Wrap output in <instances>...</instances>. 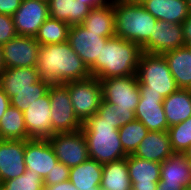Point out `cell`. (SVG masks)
Listing matches in <instances>:
<instances>
[{
  "mask_svg": "<svg viewBox=\"0 0 191 190\" xmlns=\"http://www.w3.org/2000/svg\"><path fill=\"white\" fill-rule=\"evenodd\" d=\"M36 67L40 78L51 84H65L91 76L87 65L68 42L40 45Z\"/></svg>",
  "mask_w": 191,
  "mask_h": 190,
  "instance_id": "cell-1",
  "label": "cell"
},
{
  "mask_svg": "<svg viewBox=\"0 0 191 190\" xmlns=\"http://www.w3.org/2000/svg\"><path fill=\"white\" fill-rule=\"evenodd\" d=\"M141 47L131 41L114 36L109 38L100 52V58L89 68L91 76L99 80L136 75Z\"/></svg>",
  "mask_w": 191,
  "mask_h": 190,
  "instance_id": "cell-2",
  "label": "cell"
},
{
  "mask_svg": "<svg viewBox=\"0 0 191 190\" xmlns=\"http://www.w3.org/2000/svg\"><path fill=\"white\" fill-rule=\"evenodd\" d=\"M81 130L87 141L90 159L103 165L128 156L122 147L118 129L97 113L83 123Z\"/></svg>",
  "mask_w": 191,
  "mask_h": 190,
  "instance_id": "cell-3",
  "label": "cell"
},
{
  "mask_svg": "<svg viewBox=\"0 0 191 190\" xmlns=\"http://www.w3.org/2000/svg\"><path fill=\"white\" fill-rule=\"evenodd\" d=\"M114 16L116 36L140 47L153 34L158 21L142 4L130 0L114 3Z\"/></svg>",
  "mask_w": 191,
  "mask_h": 190,
  "instance_id": "cell-4",
  "label": "cell"
},
{
  "mask_svg": "<svg viewBox=\"0 0 191 190\" xmlns=\"http://www.w3.org/2000/svg\"><path fill=\"white\" fill-rule=\"evenodd\" d=\"M136 75L140 92H154L166 98L179 89L162 54L142 52Z\"/></svg>",
  "mask_w": 191,
  "mask_h": 190,
  "instance_id": "cell-5",
  "label": "cell"
},
{
  "mask_svg": "<svg viewBox=\"0 0 191 190\" xmlns=\"http://www.w3.org/2000/svg\"><path fill=\"white\" fill-rule=\"evenodd\" d=\"M64 85L68 88L75 115L82 124L85 123L98 111L103 100L99 79L90 76Z\"/></svg>",
  "mask_w": 191,
  "mask_h": 190,
  "instance_id": "cell-6",
  "label": "cell"
},
{
  "mask_svg": "<svg viewBox=\"0 0 191 190\" xmlns=\"http://www.w3.org/2000/svg\"><path fill=\"white\" fill-rule=\"evenodd\" d=\"M48 94L51 107L52 135L80 130L83 124L74 113L68 88L64 84H51Z\"/></svg>",
  "mask_w": 191,
  "mask_h": 190,
  "instance_id": "cell-7",
  "label": "cell"
},
{
  "mask_svg": "<svg viewBox=\"0 0 191 190\" xmlns=\"http://www.w3.org/2000/svg\"><path fill=\"white\" fill-rule=\"evenodd\" d=\"M99 81L102 86L103 101L116 104L117 108L135 112L140 99L137 75L112 77Z\"/></svg>",
  "mask_w": 191,
  "mask_h": 190,
  "instance_id": "cell-8",
  "label": "cell"
},
{
  "mask_svg": "<svg viewBox=\"0 0 191 190\" xmlns=\"http://www.w3.org/2000/svg\"><path fill=\"white\" fill-rule=\"evenodd\" d=\"M58 161L71 168L86 161L87 141L82 130L56 133L48 138Z\"/></svg>",
  "mask_w": 191,
  "mask_h": 190,
  "instance_id": "cell-9",
  "label": "cell"
},
{
  "mask_svg": "<svg viewBox=\"0 0 191 190\" xmlns=\"http://www.w3.org/2000/svg\"><path fill=\"white\" fill-rule=\"evenodd\" d=\"M1 48L6 68L37 66L40 44L34 37L17 35Z\"/></svg>",
  "mask_w": 191,
  "mask_h": 190,
  "instance_id": "cell-10",
  "label": "cell"
},
{
  "mask_svg": "<svg viewBox=\"0 0 191 190\" xmlns=\"http://www.w3.org/2000/svg\"><path fill=\"white\" fill-rule=\"evenodd\" d=\"M109 38L103 37L102 33L88 31L82 24L72 25L69 30L67 42L78 54L81 60L90 68Z\"/></svg>",
  "mask_w": 191,
  "mask_h": 190,
  "instance_id": "cell-11",
  "label": "cell"
},
{
  "mask_svg": "<svg viewBox=\"0 0 191 190\" xmlns=\"http://www.w3.org/2000/svg\"><path fill=\"white\" fill-rule=\"evenodd\" d=\"M182 24H172L167 21H157L153 34L141 46L142 52L163 54L185 46Z\"/></svg>",
  "mask_w": 191,
  "mask_h": 190,
  "instance_id": "cell-12",
  "label": "cell"
},
{
  "mask_svg": "<svg viewBox=\"0 0 191 190\" xmlns=\"http://www.w3.org/2000/svg\"><path fill=\"white\" fill-rule=\"evenodd\" d=\"M18 35L35 37L39 28L50 17L48 3L38 0H22L12 16Z\"/></svg>",
  "mask_w": 191,
  "mask_h": 190,
  "instance_id": "cell-13",
  "label": "cell"
},
{
  "mask_svg": "<svg viewBox=\"0 0 191 190\" xmlns=\"http://www.w3.org/2000/svg\"><path fill=\"white\" fill-rule=\"evenodd\" d=\"M51 107L48 92L29 103L23 111L25 126L31 139H48L52 136Z\"/></svg>",
  "mask_w": 191,
  "mask_h": 190,
  "instance_id": "cell-14",
  "label": "cell"
},
{
  "mask_svg": "<svg viewBox=\"0 0 191 190\" xmlns=\"http://www.w3.org/2000/svg\"><path fill=\"white\" fill-rule=\"evenodd\" d=\"M163 100L164 98L160 94L140 92L135 118L141 121L148 131H167L169 128L165 117Z\"/></svg>",
  "mask_w": 191,
  "mask_h": 190,
  "instance_id": "cell-15",
  "label": "cell"
},
{
  "mask_svg": "<svg viewBox=\"0 0 191 190\" xmlns=\"http://www.w3.org/2000/svg\"><path fill=\"white\" fill-rule=\"evenodd\" d=\"M24 161L26 170H33L43 179L58 162L48 139L25 140Z\"/></svg>",
  "mask_w": 191,
  "mask_h": 190,
  "instance_id": "cell-16",
  "label": "cell"
},
{
  "mask_svg": "<svg viewBox=\"0 0 191 190\" xmlns=\"http://www.w3.org/2000/svg\"><path fill=\"white\" fill-rule=\"evenodd\" d=\"M25 140H2L0 142V183L23 175Z\"/></svg>",
  "mask_w": 191,
  "mask_h": 190,
  "instance_id": "cell-17",
  "label": "cell"
},
{
  "mask_svg": "<svg viewBox=\"0 0 191 190\" xmlns=\"http://www.w3.org/2000/svg\"><path fill=\"white\" fill-rule=\"evenodd\" d=\"M131 190H156L160 181L161 163L148 161L132 154L127 156Z\"/></svg>",
  "mask_w": 191,
  "mask_h": 190,
  "instance_id": "cell-18",
  "label": "cell"
},
{
  "mask_svg": "<svg viewBox=\"0 0 191 190\" xmlns=\"http://www.w3.org/2000/svg\"><path fill=\"white\" fill-rule=\"evenodd\" d=\"M40 80L36 66L6 68L0 75V88L11 99L18 91L38 90Z\"/></svg>",
  "mask_w": 191,
  "mask_h": 190,
  "instance_id": "cell-19",
  "label": "cell"
},
{
  "mask_svg": "<svg viewBox=\"0 0 191 190\" xmlns=\"http://www.w3.org/2000/svg\"><path fill=\"white\" fill-rule=\"evenodd\" d=\"M173 154L167 131H148L132 155L162 163Z\"/></svg>",
  "mask_w": 191,
  "mask_h": 190,
  "instance_id": "cell-20",
  "label": "cell"
},
{
  "mask_svg": "<svg viewBox=\"0 0 191 190\" xmlns=\"http://www.w3.org/2000/svg\"><path fill=\"white\" fill-rule=\"evenodd\" d=\"M142 6L157 20L182 24L190 11L186 0H145Z\"/></svg>",
  "mask_w": 191,
  "mask_h": 190,
  "instance_id": "cell-21",
  "label": "cell"
},
{
  "mask_svg": "<svg viewBox=\"0 0 191 190\" xmlns=\"http://www.w3.org/2000/svg\"><path fill=\"white\" fill-rule=\"evenodd\" d=\"M160 180L181 184L186 190L191 187V162L184 153H174L161 163Z\"/></svg>",
  "mask_w": 191,
  "mask_h": 190,
  "instance_id": "cell-22",
  "label": "cell"
},
{
  "mask_svg": "<svg viewBox=\"0 0 191 190\" xmlns=\"http://www.w3.org/2000/svg\"><path fill=\"white\" fill-rule=\"evenodd\" d=\"M179 89H191V50L186 45L162 54Z\"/></svg>",
  "mask_w": 191,
  "mask_h": 190,
  "instance_id": "cell-23",
  "label": "cell"
},
{
  "mask_svg": "<svg viewBox=\"0 0 191 190\" xmlns=\"http://www.w3.org/2000/svg\"><path fill=\"white\" fill-rule=\"evenodd\" d=\"M48 6L52 19L66 22L70 26L82 24L91 10L82 0H50Z\"/></svg>",
  "mask_w": 191,
  "mask_h": 190,
  "instance_id": "cell-24",
  "label": "cell"
},
{
  "mask_svg": "<svg viewBox=\"0 0 191 190\" xmlns=\"http://www.w3.org/2000/svg\"><path fill=\"white\" fill-rule=\"evenodd\" d=\"M102 169V164L88 158L70 168L69 181L79 190H100Z\"/></svg>",
  "mask_w": 191,
  "mask_h": 190,
  "instance_id": "cell-25",
  "label": "cell"
},
{
  "mask_svg": "<svg viewBox=\"0 0 191 190\" xmlns=\"http://www.w3.org/2000/svg\"><path fill=\"white\" fill-rule=\"evenodd\" d=\"M166 121L169 127L191 117V89H178L163 100Z\"/></svg>",
  "mask_w": 191,
  "mask_h": 190,
  "instance_id": "cell-26",
  "label": "cell"
},
{
  "mask_svg": "<svg viewBox=\"0 0 191 190\" xmlns=\"http://www.w3.org/2000/svg\"><path fill=\"white\" fill-rule=\"evenodd\" d=\"M127 157L103 164L101 190H131Z\"/></svg>",
  "mask_w": 191,
  "mask_h": 190,
  "instance_id": "cell-27",
  "label": "cell"
},
{
  "mask_svg": "<svg viewBox=\"0 0 191 190\" xmlns=\"http://www.w3.org/2000/svg\"><path fill=\"white\" fill-rule=\"evenodd\" d=\"M82 25L86 27L88 31L102 33L103 37L112 38L116 36L114 3L92 8L82 22Z\"/></svg>",
  "mask_w": 191,
  "mask_h": 190,
  "instance_id": "cell-28",
  "label": "cell"
},
{
  "mask_svg": "<svg viewBox=\"0 0 191 190\" xmlns=\"http://www.w3.org/2000/svg\"><path fill=\"white\" fill-rule=\"evenodd\" d=\"M0 136L2 140H30L25 126L23 112L9 106L0 119Z\"/></svg>",
  "mask_w": 191,
  "mask_h": 190,
  "instance_id": "cell-29",
  "label": "cell"
},
{
  "mask_svg": "<svg viewBox=\"0 0 191 190\" xmlns=\"http://www.w3.org/2000/svg\"><path fill=\"white\" fill-rule=\"evenodd\" d=\"M70 27L66 22L49 17L39 28L34 38L40 45L64 43L68 40Z\"/></svg>",
  "mask_w": 191,
  "mask_h": 190,
  "instance_id": "cell-30",
  "label": "cell"
},
{
  "mask_svg": "<svg viewBox=\"0 0 191 190\" xmlns=\"http://www.w3.org/2000/svg\"><path fill=\"white\" fill-rule=\"evenodd\" d=\"M120 141L124 151L133 154L142 139L147 135L148 129L139 120H134L118 129Z\"/></svg>",
  "mask_w": 191,
  "mask_h": 190,
  "instance_id": "cell-31",
  "label": "cell"
},
{
  "mask_svg": "<svg viewBox=\"0 0 191 190\" xmlns=\"http://www.w3.org/2000/svg\"><path fill=\"white\" fill-rule=\"evenodd\" d=\"M96 113L104 118V121L114 124L117 129L136 119L134 111L117 108L116 104H110L103 100Z\"/></svg>",
  "mask_w": 191,
  "mask_h": 190,
  "instance_id": "cell-32",
  "label": "cell"
},
{
  "mask_svg": "<svg viewBox=\"0 0 191 190\" xmlns=\"http://www.w3.org/2000/svg\"><path fill=\"white\" fill-rule=\"evenodd\" d=\"M167 132L174 153H185L191 147V117L177 125L169 127Z\"/></svg>",
  "mask_w": 191,
  "mask_h": 190,
  "instance_id": "cell-33",
  "label": "cell"
},
{
  "mask_svg": "<svg viewBox=\"0 0 191 190\" xmlns=\"http://www.w3.org/2000/svg\"><path fill=\"white\" fill-rule=\"evenodd\" d=\"M0 190H44L43 178L33 170L0 183Z\"/></svg>",
  "mask_w": 191,
  "mask_h": 190,
  "instance_id": "cell-34",
  "label": "cell"
},
{
  "mask_svg": "<svg viewBox=\"0 0 191 190\" xmlns=\"http://www.w3.org/2000/svg\"><path fill=\"white\" fill-rule=\"evenodd\" d=\"M49 81L41 79L38 82V90H24L15 92V96L10 99L11 106L25 111L29 107V103H33L38 98L44 96L50 87Z\"/></svg>",
  "mask_w": 191,
  "mask_h": 190,
  "instance_id": "cell-35",
  "label": "cell"
},
{
  "mask_svg": "<svg viewBox=\"0 0 191 190\" xmlns=\"http://www.w3.org/2000/svg\"><path fill=\"white\" fill-rule=\"evenodd\" d=\"M70 168L61 162H57L54 168L43 179L44 186L55 185L69 180Z\"/></svg>",
  "mask_w": 191,
  "mask_h": 190,
  "instance_id": "cell-36",
  "label": "cell"
},
{
  "mask_svg": "<svg viewBox=\"0 0 191 190\" xmlns=\"http://www.w3.org/2000/svg\"><path fill=\"white\" fill-rule=\"evenodd\" d=\"M17 35L13 17L0 14V46L6 44Z\"/></svg>",
  "mask_w": 191,
  "mask_h": 190,
  "instance_id": "cell-37",
  "label": "cell"
},
{
  "mask_svg": "<svg viewBox=\"0 0 191 190\" xmlns=\"http://www.w3.org/2000/svg\"><path fill=\"white\" fill-rule=\"evenodd\" d=\"M22 0H0V14L13 16Z\"/></svg>",
  "mask_w": 191,
  "mask_h": 190,
  "instance_id": "cell-38",
  "label": "cell"
},
{
  "mask_svg": "<svg viewBox=\"0 0 191 190\" xmlns=\"http://www.w3.org/2000/svg\"><path fill=\"white\" fill-rule=\"evenodd\" d=\"M44 190H79L69 180L55 185L44 186Z\"/></svg>",
  "mask_w": 191,
  "mask_h": 190,
  "instance_id": "cell-39",
  "label": "cell"
},
{
  "mask_svg": "<svg viewBox=\"0 0 191 190\" xmlns=\"http://www.w3.org/2000/svg\"><path fill=\"white\" fill-rule=\"evenodd\" d=\"M182 30H183L185 43L191 41V13L182 22Z\"/></svg>",
  "mask_w": 191,
  "mask_h": 190,
  "instance_id": "cell-40",
  "label": "cell"
},
{
  "mask_svg": "<svg viewBox=\"0 0 191 190\" xmlns=\"http://www.w3.org/2000/svg\"><path fill=\"white\" fill-rule=\"evenodd\" d=\"M11 105L10 99L7 94L0 88V119L3 116L4 112Z\"/></svg>",
  "mask_w": 191,
  "mask_h": 190,
  "instance_id": "cell-41",
  "label": "cell"
},
{
  "mask_svg": "<svg viewBox=\"0 0 191 190\" xmlns=\"http://www.w3.org/2000/svg\"><path fill=\"white\" fill-rule=\"evenodd\" d=\"M156 190H186L181 184L163 183L161 180L158 182Z\"/></svg>",
  "mask_w": 191,
  "mask_h": 190,
  "instance_id": "cell-42",
  "label": "cell"
},
{
  "mask_svg": "<svg viewBox=\"0 0 191 190\" xmlns=\"http://www.w3.org/2000/svg\"><path fill=\"white\" fill-rule=\"evenodd\" d=\"M85 4H87L91 9L98 8L109 4L107 0H82Z\"/></svg>",
  "mask_w": 191,
  "mask_h": 190,
  "instance_id": "cell-43",
  "label": "cell"
},
{
  "mask_svg": "<svg viewBox=\"0 0 191 190\" xmlns=\"http://www.w3.org/2000/svg\"><path fill=\"white\" fill-rule=\"evenodd\" d=\"M5 69H6V66L4 63L3 55H2V48L0 46V75L4 72Z\"/></svg>",
  "mask_w": 191,
  "mask_h": 190,
  "instance_id": "cell-44",
  "label": "cell"
},
{
  "mask_svg": "<svg viewBox=\"0 0 191 190\" xmlns=\"http://www.w3.org/2000/svg\"><path fill=\"white\" fill-rule=\"evenodd\" d=\"M186 157L188 158V160L191 162V147H189L185 153Z\"/></svg>",
  "mask_w": 191,
  "mask_h": 190,
  "instance_id": "cell-45",
  "label": "cell"
},
{
  "mask_svg": "<svg viewBox=\"0 0 191 190\" xmlns=\"http://www.w3.org/2000/svg\"><path fill=\"white\" fill-rule=\"evenodd\" d=\"M109 3H117V2H122L124 0H107Z\"/></svg>",
  "mask_w": 191,
  "mask_h": 190,
  "instance_id": "cell-46",
  "label": "cell"
},
{
  "mask_svg": "<svg viewBox=\"0 0 191 190\" xmlns=\"http://www.w3.org/2000/svg\"><path fill=\"white\" fill-rule=\"evenodd\" d=\"M130 1L142 4L145 0H130Z\"/></svg>",
  "mask_w": 191,
  "mask_h": 190,
  "instance_id": "cell-47",
  "label": "cell"
},
{
  "mask_svg": "<svg viewBox=\"0 0 191 190\" xmlns=\"http://www.w3.org/2000/svg\"><path fill=\"white\" fill-rule=\"evenodd\" d=\"M185 45H186V47H187L189 50H191V41L187 42Z\"/></svg>",
  "mask_w": 191,
  "mask_h": 190,
  "instance_id": "cell-48",
  "label": "cell"
},
{
  "mask_svg": "<svg viewBox=\"0 0 191 190\" xmlns=\"http://www.w3.org/2000/svg\"><path fill=\"white\" fill-rule=\"evenodd\" d=\"M186 1H187V3H188L189 11H190V13H191V0H186Z\"/></svg>",
  "mask_w": 191,
  "mask_h": 190,
  "instance_id": "cell-49",
  "label": "cell"
},
{
  "mask_svg": "<svg viewBox=\"0 0 191 190\" xmlns=\"http://www.w3.org/2000/svg\"><path fill=\"white\" fill-rule=\"evenodd\" d=\"M38 1L46 2V3L50 2V0H38Z\"/></svg>",
  "mask_w": 191,
  "mask_h": 190,
  "instance_id": "cell-50",
  "label": "cell"
}]
</instances>
